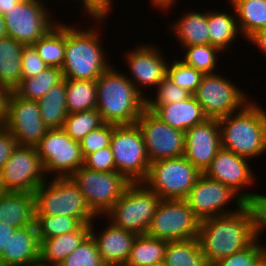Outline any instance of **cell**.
<instances>
[{
  "mask_svg": "<svg viewBox=\"0 0 266 266\" xmlns=\"http://www.w3.org/2000/svg\"><path fill=\"white\" fill-rule=\"evenodd\" d=\"M91 20V25H94L85 28L66 22L65 59L61 68L65 79L96 80L113 64L110 59L107 61L109 57L106 48L102 46L103 38L100 33L104 31L100 30L103 29L101 24L106 27L108 20Z\"/></svg>",
  "mask_w": 266,
  "mask_h": 266,
  "instance_id": "1",
  "label": "cell"
},
{
  "mask_svg": "<svg viewBox=\"0 0 266 266\" xmlns=\"http://www.w3.org/2000/svg\"><path fill=\"white\" fill-rule=\"evenodd\" d=\"M198 240L210 266L243 250L256 240L250 207L246 204L238 212L201 220Z\"/></svg>",
  "mask_w": 266,
  "mask_h": 266,
  "instance_id": "2",
  "label": "cell"
},
{
  "mask_svg": "<svg viewBox=\"0 0 266 266\" xmlns=\"http://www.w3.org/2000/svg\"><path fill=\"white\" fill-rule=\"evenodd\" d=\"M121 72V73H120ZM96 109L104 123L120 125L136 124L146 109V98L115 65L96 79Z\"/></svg>",
  "mask_w": 266,
  "mask_h": 266,
  "instance_id": "3",
  "label": "cell"
},
{
  "mask_svg": "<svg viewBox=\"0 0 266 266\" xmlns=\"http://www.w3.org/2000/svg\"><path fill=\"white\" fill-rule=\"evenodd\" d=\"M218 121L221 148L249 160L266 154V109L259 102L251 100L238 112Z\"/></svg>",
  "mask_w": 266,
  "mask_h": 266,
  "instance_id": "4",
  "label": "cell"
},
{
  "mask_svg": "<svg viewBox=\"0 0 266 266\" xmlns=\"http://www.w3.org/2000/svg\"><path fill=\"white\" fill-rule=\"evenodd\" d=\"M35 216H68L90 225L98 216L70 177H51L35 191Z\"/></svg>",
  "mask_w": 266,
  "mask_h": 266,
  "instance_id": "5",
  "label": "cell"
},
{
  "mask_svg": "<svg viewBox=\"0 0 266 266\" xmlns=\"http://www.w3.org/2000/svg\"><path fill=\"white\" fill-rule=\"evenodd\" d=\"M161 200L144 183H131L103 218L136 235L147 234Z\"/></svg>",
  "mask_w": 266,
  "mask_h": 266,
  "instance_id": "6",
  "label": "cell"
},
{
  "mask_svg": "<svg viewBox=\"0 0 266 266\" xmlns=\"http://www.w3.org/2000/svg\"><path fill=\"white\" fill-rule=\"evenodd\" d=\"M202 173L184 156L150 163L143 182L161 199L184 200Z\"/></svg>",
  "mask_w": 266,
  "mask_h": 266,
  "instance_id": "7",
  "label": "cell"
},
{
  "mask_svg": "<svg viewBox=\"0 0 266 266\" xmlns=\"http://www.w3.org/2000/svg\"><path fill=\"white\" fill-rule=\"evenodd\" d=\"M244 90L218 70L204 74L193 95L207 118L220 119L238 112L251 101L250 92Z\"/></svg>",
  "mask_w": 266,
  "mask_h": 266,
  "instance_id": "8",
  "label": "cell"
},
{
  "mask_svg": "<svg viewBox=\"0 0 266 266\" xmlns=\"http://www.w3.org/2000/svg\"><path fill=\"white\" fill-rule=\"evenodd\" d=\"M110 146L116 171L130 183H143L148 176L150 160L138 125H113Z\"/></svg>",
  "mask_w": 266,
  "mask_h": 266,
  "instance_id": "9",
  "label": "cell"
},
{
  "mask_svg": "<svg viewBox=\"0 0 266 266\" xmlns=\"http://www.w3.org/2000/svg\"><path fill=\"white\" fill-rule=\"evenodd\" d=\"M43 0H21L15 7L5 13L7 36L24 46L33 45L58 23L54 10ZM53 18L52 19V14Z\"/></svg>",
  "mask_w": 266,
  "mask_h": 266,
  "instance_id": "10",
  "label": "cell"
},
{
  "mask_svg": "<svg viewBox=\"0 0 266 266\" xmlns=\"http://www.w3.org/2000/svg\"><path fill=\"white\" fill-rule=\"evenodd\" d=\"M70 178L97 216H104L131 184L118 172H98L84 166L76 170Z\"/></svg>",
  "mask_w": 266,
  "mask_h": 266,
  "instance_id": "11",
  "label": "cell"
},
{
  "mask_svg": "<svg viewBox=\"0 0 266 266\" xmlns=\"http://www.w3.org/2000/svg\"><path fill=\"white\" fill-rule=\"evenodd\" d=\"M35 147L46 177H70L84 165L80 142L74 141L62 128L48 129Z\"/></svg>",
  "mask_w": 266,
  "mask_h": 266,
  "instance_id": "12",
  "label": "cell"
},
{
  "mask_svg": "<svg viewBox=\"0 0 266 266\" xmlns=\"http://www.w3.org/2000/svg\"><path fill=\"white\" fill-rule=\"evenodd\" d=\"M200 222L185 200L162 199L147 235L168 242L195 239L198 238Z\"/></svg>",
  "mask_w": 266,
  "mask_h": 266,
  "instance_id": "13",
  "label": "cell"
},
{
  "mask_svg": "<svg viewBox=\"0 0 266 266\" xmlns=\"http://www.w3.org/2000/svg\"><path fill=\"white\" fill-rule=\"evenodd\" d=\"M47 180L35 146L17 145L0 170V191H34Z\"/></svg>",
  "mask_w": 266,
  "mask_h": 266,
  "instance_id": "14",
  "label": "cell"
},
{
  "mask_svg": "<svg viewBox=\"0 0 266 266\" xmlns=\"http://www.w3.org/2000/svg\"><path fill=\"white\" fill-rule=\"evenodd\" d=\"M184 200L200 221L238 212L246 205V202L231 188L206 177L203 173ZM230 203L235 205L234 209L226 207Z\"/></svg>",
  "mask_w": 266,
  "mask_h": 266,
  "instance_id": "15",
  "label": "cell"
},
{
  "mask_svg": "<svg viewBox=\"0 0 266 266\" xmlns=\"http://www.w3.org/2000/svg\"><path fill=\"white\" fill-rule=\"evenodd\" d=\"M153 44L141 42V45H136L123 54L124 62L127 63L125 66L127 65V70L129 69V74L126 72V76L145 98L147 97L145 92L149 87L156 88L167 77L170 62L163 55L160 46Z\"/></svg>",
  "mask_w": 266,
  "mask_h": 266,
  "instance_id": "16",
  "label": "cell"
},
{
  "mask_svg": "<svg viewBox=\"0 0 266 266\" xmlns=\"http://www.w3.org/2000/svg\"><path fill=\"white\" fill-rule=\"evenodd\" d=\"M136 124L140 128L150 163L184 155L185 132L163 122L145 109Z\"/></svg>",
  "mask_w": 266,
  "mask_h": 266,
  "instance_id": "17",
  "label": "cell"
},
{
  "mask_svg": "<svg viewBox=\"0 0 266 266\" xmlns=\"http://www.w3.org/2000/svg\"><path fill=\"white\" fill-rule=\"evenodd\" d=\"M250 162L245 157L221 148L203 174L231 188L247 203L254 194L248 190L258 182Z\"/></svg>",
  "mask_w": 266,
  "mask_h": 266,
  "instance_id": "18",
  "label": "cell"
},
{
  "mask_svg": "<svg viewBox=\"0 0 266 266\" xmlns=\"http://www.w3.org/2000/svg\"><path fill=\"white\" fill-rule=\"evenodd\" d=\"M4 127L13 135L18 145L25 146H36L49 129L41 118L38 102L23 99L13 91L8 99Z\"/></svg>",
  "mask_w": 266,
  "mask_h": 266,
  "instance_id": "19",
  "label": "cell"
},
{
  "mask_svg": "<svg viewBox=\"0 0 266 266\" xmlns=\"http://www.w3.org/2000/svg\"><path fill=\"white\" fill-rule=\"evenodd\" d=\"M221 149L218 119L207 118L185 132L184 157L203 173Z\"/></svg>",
  "mask_w": 266,
  "mask_h": 266,
  "instance_id": "20",
  "label": "cell"
},
{
  "mask_svg": "<svg viewBox=\"0 0 266 266\" xmlns=\"http://www.w3.org/2000/svg\"><path fill=\"white\" fill-rule=\"evenodd\" d=\"M103 220V216H98L90 224V235L95 240L99 254L107 266H124L126 263L136 234L130 231L117 228L109 221L103 224V230L97 232L94 223L96 220ZM106 225V226H105ZM96 231V232H95Z\"/></svg>",
  "mask_w": 266,
  "mask_h": 266,
  "instance_id": "21",
  "label": "cell"
},
{
  "mask_svg": "<svg viewBox=\"0 0 266 266\" xmlns=\"http://www.w3.org/2000/svg\"><path fill=\"white\" fill-rule=\"evenodd\" d=\"M41 242L35 225L16 229L0 256V266H27L40 260Z\"/></svg>",
  "mask_w": 266,
  "mask_h": 266,
  "instance_id": "22",
  "label": "cell"
},
{
  "mask_svg": "<svg viewBox=\"0 0 266 266\" xmlns=\"http://www.w3.org/2000/svg\"><path fill=\"white\" fill-rule=\"evenodd\" d=\"M146 109L152 111L166 124L183 132L207 119L194 95L181 102L146 105Z\"/></svg>",
  "mask_w": 266,
  "mask_h": 266,
  "instance_id": "23",
  "label": "cell"
},
{
  "mask_svg": "<svg viewBox=\"0 0 266 266\" xmlns=\"http://www.w3.org/2000/svg\"><path fill=\"white\" fill-rule=\"evenodd\" d=\"M204 11L184 9L181 17H178L174 22H170L169 30L172 37H176V43L182 49L185 46L205 45L210 44V36L208 31V9ZM187 10V11H186Z\"/></svg>",
  "mask_w": 266,
  "mask_h": 266,
  "instance_id": "24",
  "label": "cell"
},
{
  "mask_svg": "<svg viewBox=\"0 0 266 266\" xmlns=\"http://www.w3.org/2000/svg\"><path fill=\"white\" fill-rule=\"evenodd\" d=\"M0 223L16 229L35 225L34 193L0 191Z\"/></svg>",
  "mask_w": 266,
  "mask_h": 266,
  "instance_id": "25",
  "label": "cell"
},
{
  "mask_svg": "<svg viewBox=\"0 0 266 266\" xmlns=\"http://www.w3.org/2000/svg\"><path fill=\"white\" fill-rule=\"evenodd\" d=\"M229 10L230 12L233 10L232 14L227 12L228 9L224 11L214 8L208 10L210 44L218 47L224 53L233 47V43L235 44L238 37L243 38L238 28L235 10L233 7Z\"/></svg>",
  "mask_w": 266,
  "mask_h": 266,
  "instance_id": "26",
  "label": "cell"
},
{
  "mask_svg": "<svg viewBox=\"0 0 266 266\" xmlns=\"http://www.w3.org/2000/svg\"><path fill=\"white\" fill-rule=\"evenodd\" d=\"M90 235V225H82L77 231L43 239L40 260L49 266H58Z\"/></svg>",
  "mask_w": 266,
  "mask_h": 266,
  "instance_id": "27",
  "label": "cell"
},
{
  "mask_svg": "<svg viewBox=\"0 0 266 266\" xmlns=\"http://www.w3.org/2000/svg\"><path fill=\"white\" fill-rule=\"evenodd\" d=\"M23 48V44L9 36L0 39V85L10 91H13L22 80Z\"/></svg>",
  "mask_w": 266,
  "mask_h": 266,
  "instance_id": "28",
  "label": "cell"
},
{
  "mask_svg": "<svg viewBox=\"0 0 266 266\" xmlns=\"http://www.w3.org/2000/svg\"><path fill=\"white\" fill-rule=\"evenodd\" d=\"M234 8L238 28L246 41L258 30L266 28V0H227Z\"/></svg>",
  "mask_w": 266,
  "mask_h": 266,
  "instance_id": "29",
  "label": "cell"
},
{
  "mask_svg": "<svg viewBox=\"0 0 266 266\" xmlns=\"http://www.w3.org/2000/svg\"><path fill=\"white\" fill-rule=\"evenodd\" d=\"M40 115L49 129L62 128L68 116L66 106V79L50 88L44 97L37 101Z\"/></svg>",
  "mask_w": 266,
  "mask_h": 266,
  "instance_id": "30",
  "label": "cell"
},
{
  "mask_svg": "<svg viewBox=\"0 0 266 266\" xmlns=\"http://www.w3.org/2000/svg\"><path fill=\"white\" fill-rule=\"evenodd\" d=\"M66 22L55 24L33 46L48 67L62 68L65 59Z\"/></svg>",
  "mask_w": 266,
  "mask_h": 266,
  "instance_id": "31",
  "label": "cell"
},
{
  "mask_svg": "<svg viewBox=\"0 0 266 266\" xmlns=\"http://www.w3.org/2000/svg\"><path fill=\"white\" fill-rule=\"evenodd\" d=\"M167 243L166 240L147 234L137 235L124 266H152L162 263Z\"/></svg>",
  "mask_w": 266,
  "mask_h": 266,
  "instance_id": "32",
  "label": "cell"
},
{
  "mask_svg": "<svg viewBox=\"0 0 266 266\" xmlns=\"http://www.w3.org/2000/svg\"><path fill=\"white\" fill-rule=\"evenodd\" d=\"M163 263L165 266H210L202 253L198 238L169 241Z\"/></svg>",
  "mask_w": 266,
  "mask_h": 266,
  "instance_id": "33",
  "label": "cell"
},
{
  "mask_svg": "<svg viewBox=\"0 0 266 266\" xmlns=\"http://www.w3.org/2000/svg\"><path fill=\"white\" fill-rule=\"evenodd\" d=\"M62 79L61 68L48 67L36 76L22 79L13 92L23 99L38 101Z\"/></svg>",
  "mask_w": 266,
  "mask_h": 266,
  "instance_id": "34",
  "label": "cell"
},
{
  "mask_svg": "<svg viewBox=\"0 0 266 266\" xmlns=\"http://www.w3.org/2000/svg\"><path fill=\"white\" fill-rule=\"evenodd\" d=\"M96 80L66 79V106L68 114L96 109Z\"/></svg>",
  "mask_w": 266,
  "mask_h": 266,
  "instance_id": "35",
  "label": "cell"
},
{
  "mask_svg": "<svg viewBox=\"0 0 266 266\" xmlns=\"http://www.w3.org/2000/svg\"><path fill=\"white\" fill-rule=\"evenodd\" d=\"M184 53L182 61L201 71L203 74H213L218 70L216 68L220 67L218 64L221 53L223 52L216 46L211 44L205 45H193L185 46L181 49Z\"/></svg>",
  "mask_w": 266,
  "mask_h": 266,
  "instance_id": "36",
  "label": "cell"
},
{
  "mask_svg": "<svg viewBox=\"0 0 266 266\" xmlns=\"http://www.w3.org/2000/svg\"><path fill=\"white\" fill-rule=\"evenodd\" d=\"M104 124L97 109L68 114L62 129L74 141L80 142L89 132Z\"/></svg>",
  "mask_w": 266,
  "mask_h": 266,
  "instance_id": "37",
  "label": "cell"
},
{
  "mask_svg": "<svg viewBox=\"0 0 266 266\" xmlns=\"http://www.w3.org/2000/svg\"><path fill=\"white\" fill-rule=\"evenodd\" d=\"M83 224L68 216H35V226L40 242L55 236L77 231Z\"/></svg>",
  "mask_w": 266,
  "mask_h": 266,
  "instance_id": "38",
  "label": "cell"
},
{
  "mask_svg": "<svg viewBox=\"0 0 266 266\" xmlns=\"http://www.w3.org/2000/svg\"><path fill=\"white\" fill-rule=\"evenodd\" d=\"M201 71L196 70L192 66L185 64L182 59L174 56V60L169 62L167 68V77L180 88L188 90L194 94L203 77Z\"/></svg>",
  "mask_w": 266,
  "mask_h": 266,
  "instance_id": "39",
  "label": "cell"
},
{
  "mask_svg": "<svg viewBox=\"0 0 266 266\" xmlns=\"http://www.w3.org/2000/svg\"><path fill=\"white\" fill-rule=\"evenodd\" d=\"M58 266H107L102 260L95 240L89 235Z\"/></svg>",
  "mask_w": 266,
  "mask_h": 266,
  "instance_id": "40",
  "label": "cell"
},
{
  "mask_svg": "<svg viewBox=\"0 0 266 266\" xmlns=\"http://www.w3.org/2000/svg\"><path fill=\"white\" fill-rule=\"evenodd\" d=\"M154 90H151V92L154 93L152 96L155 97H151V93H149V96L147 95L146 97V105H165L181 102L193 95L188 90L180 88L177 84H174L168 77L162 80Z\"/></svg>",
  "mask_w": 266,
  "mask_h": 266,
  "instance_id": "41",
  "label": "cell"
},
{
  "mask_svg": "<svg viewBox=\"0 0 266 266\" xmlns=\"http://www.w3.org/2000/svg\"><path fill=\"white\" fill-rule=\"evenodd\" d=\"M261 242L256 239L243 250L218 260L212 266H254L266 253V244Z\"/></svg>",
  "mask_w": 266,
  "mask_h": 266,
  "instance_id": "42",
  "label": "cell"
},
{
  "mask_svg": "<svg viewBox=\"0 0 266 266\" xmlns=\"http://www.w3.org/2000/svg\"><path fill=\"white\" fill-rule=\"evenodd\" d=\"M113 133V124L104 123L97 129L89 132L81 141L80 147L83 157L101 148L110 146Z\"/></svg>",
  "mask_w": 266,
  "mask_h": 266,
  "instance_id": "43",
  "label": "cell"
},
{
  "mask_svg": "<svg viewBox=\"0 0 266 266\" xmlns=\"http://www.w3.org/2000/svg\"><path fill=\"white\" fill-rule=\"evenodd\" d=\"M84 167L98 172H117L111 146L101 148L84 158Z\"/></svg>",
  "mask_w": 266,
  "mask_h": 266,
  "instance_id": "44",
  "label": "cell"
},
{
  "mask_svg": "<svg viewBox=\"0 0 266 266\" xmlns=\"http://www.w3.org/2000/svg\"><path fill=\"white\" fill-rule=\"evenodd\" d=\"M246 204L250 207L253 215L256 239L262 241L261 236L266 231V194L254 192Z\"/></svg>",
  "mask_w": 266,
  "mask_h": 266,
  "instance_id": "45",
  "label": "cell"
},
{
  "mask_svg": "<svg viewBox=\"0 0 266 266\" xmlns=\"http://www.w3.org/2000/svg\"><path fill=\"white\" fill-rule=\"evenodd\" d=\"M22 79L36 76L48 68L33 45L24 46L21 55Z\"/></svg>",
  "mask_w": 266,
  "mask_h": 266,
  "instance_id": "46",
  "label": "cell"
},
{
  "mask_svg": "<svg viewBox=\"0 0 266 266\" xmlns=\"http://www.w3.org/2000/svg\"><path fill=\"white\" fill-rule=\"evenodd\" d=\"M80 1L79 4L82 6L79 7V12L82 10L84 13L83 16L87 14V18L93 19H108L107 17L112 14V10H114V4H116V0H75ZM111 11V12H110ZM109 14V15H108Z\"/></svg>",
  "mask_w": 266,
  "mask_h": 266,
  "instance_id": "47",
  "label": "cell"
},
{
  "mask_svg": "<svg viewBox=\"0 0 266 266\" xmlns=\"http://www.w3.org/2000/svg\"><path fill=\"white\" fill-rule=\"evenodd\" d=\"M18 145L13 135L5 128L0 129V170Z\"/></svg>",
  "mask_w": 266,
  "mask_h": 266,
  "instance_id": "48",
  "label": "cell"
},
{
  "mask_svg": "<svg viewBox=\"0 0 266 266\" xmlns=\"http://www.w3.org/2000/svg\"><path fill=\"white\" fill-rule=\"evenodd\" d=\"M11 91L0 85V126L3 128L7 119L8 99Z\"/></svg>",
  "mask_w": 266,
  "mask_h": 266,
  "instance_id": "49",
  "label": "cell"
},
{
  "mask_svg": "<svg viewBox=\"0 0 266 266\" xmlns=\"http://www.w3.org/2000/svg\"><path fill=\"white\" fill-rule=\"evenodd\" d=\"M246 42L253 44L255 48L266 55V28L258 30Z\"/></svg>",
  "mask_w": 266,
  "mask_h": 266,
  "instance_id": "50",
  "label": "cell"
},
{
  "mask_svg": "<svg viewBox=\"0 0 266 266\" xmlns=\"http://www.w3.org/2000/svg\"><path fill=\"white\" fill-rule=\"evenodd\" d=\"M16 228L0 223V256L3 254L5 248H8V242L10 241L11 235L14 234Z\"/></svg>",
  "mask_w": 266,
  "mask_h": 266,
  "instance_id": "51",
  "label": "cell"
},
{
  "mask_svg": "<svg viewBox=\"0 0 266 266\" xmlns=\"http://www.w3.org/2000/svg\"><path fill=\"white\" fill-rule=\"evenodd\" d=\"M179 0H150L151 5L157 10L160 11H167L166 13H168L169 11H172L171 9H174L177 7V2Z\"/></svg>",
  "mask_w": 266,
  "mask_h": 266,
  "instance_id": "52",
  "label": "cell"
},
{
  "mask_svg": "<svg viewBox=\"0 0 266 266\" xmlns=\"http://www.w3.org/2000/svg\"><path fill=\"white\" fill-rule=\"evenodd\" d=\"M21 0H0V14L4 15L15 7Z\"/></svg>",
  "mask_w": 266,
  "mask_h": 266,
  "instance_id": "53",
  "label": "cell"
},
{
  "mask_svg": "<svg viewBox=\"0 0 266 266\" xmlns=\"http://www.w3.org/2000/svg\"><path fill=\"white\" fill-rule=\"evenodd\" d=\"M7 36L6 29H5V21L4 16L0 14V39Z\"/></svg>",
  "mask_w": 266,
  "mask_h": 266,
  "instance_id": "54",
  "label": "cell"
},
{
  "mask_svg": "<svg viewBox=\"0 0 266 266\" xmlns=\"http://www.w3.org/2000/svg\"><path fill=\"white\" fill-rule=\"evenodd\" d=\"M254 266H266V253L257 261Z\"/></svg>",
  "mask_w": 266,
  "mask_h": 266,
  "instance_id": "55",
  "label": "cell"
},
{
  "mask_svg": "<svg viewBox=\"0 0 266 266\" xmlns=\"http://www.w3.org/2000/svg\"><path fill=\"white\" fill-rule=\"evenodd\" d=\"M27 266H49L48 264L42 262L41 260H38L34 263L28 264Z\"/></svg>",
  "mask_w": 266,
  "mask_h": 266,
  "instance_id": "56",
  "label": "cell"
},
{
  "mask_svg": "<svg viewBox=\"0 0 266 266\" xmlns=\"http://www.w3.org/2000/svg\"><path fill=\"white\" fill-rule=\"evenodd\" d=\"M152 266H165L164 263H159V264H155V265H152Z\"/></svg>",
  "mask_w": 266,
  "mask_h": 266,
  "instance_id": "57",
  "label": "cell"
}]
</instances>
